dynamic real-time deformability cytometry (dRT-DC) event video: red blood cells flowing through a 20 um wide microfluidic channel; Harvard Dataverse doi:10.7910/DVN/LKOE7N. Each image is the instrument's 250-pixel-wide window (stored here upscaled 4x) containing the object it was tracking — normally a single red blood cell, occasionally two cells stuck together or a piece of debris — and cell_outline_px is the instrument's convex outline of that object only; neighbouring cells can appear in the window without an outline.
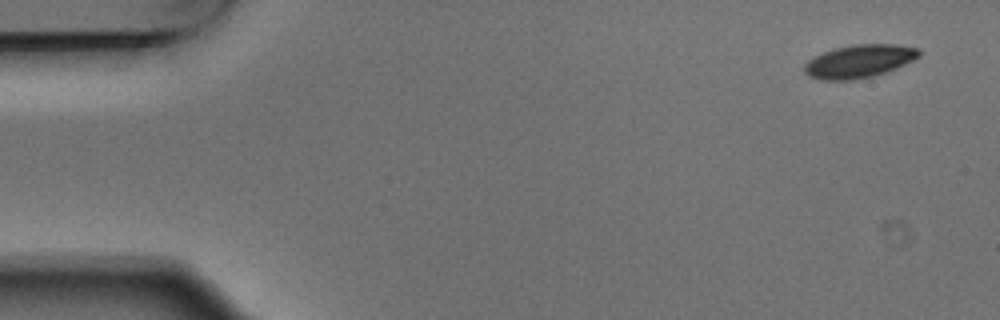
{"species": "Egyptian fruit bat (a non-hibernating species)", "species_latin": "Rousettus aegyptiacus", "temperature_condition": "warm", "stored_images_in_passage": 8, "camera_frame_rate_fps": 3000, "um_per_image_px": 0.085, "animal": {"sex": "male"}, "frame": {"image": 1, "passage_image": 1, "time_ms": 0.0, "image_size_px": [1000, 320], "cell_outline_px": [[920, 56], [896, 68], [872, 76], [852, 80], [824, 80], [808, 76], [804, 72], [804, 64], [812, 56], [836, 48], [856, 44], [896, 44], [920, 48]], "centroid_in_image_um": [73.01, 5.2], "position_along_channel_um": 12.0, "area_um2": 22.02}}
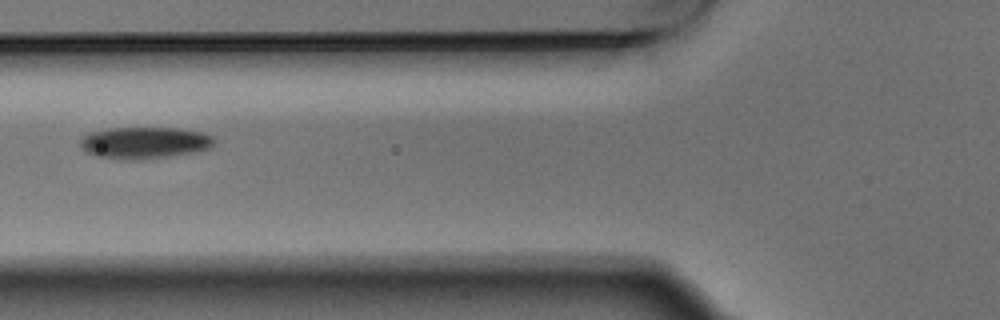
{"frame": {"image": 2, "passage_image": 6, "time_ms": 1.667, "image_size_px": [1000, 320], "cell_outline_px": [[216, 140], [212, 148], [168, 156], [140, 160], [124, 160], [96, 156], [88, 152], [80, 144], [80, 140], [88, 132], [108, 128], [176, 128], [204, 132], [212, 136]], "centroid_in_image_um": [12.29, 12.13], "position_along_channel_um": 113.5, "area_um2": 24.8}}
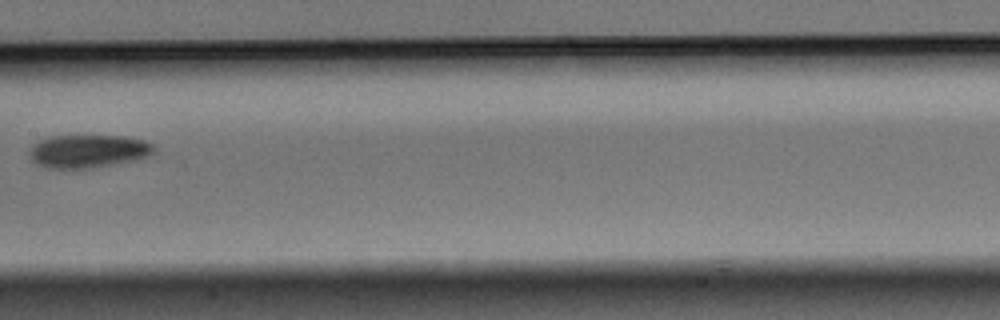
{"frame": {"image": 3, "passage_image": 8, "time_ms": 2.333, "image_size_px": [1000, 320], "cell_outline_px": [[152, 152], [148, 156], [132, 160], [96, 168], [48, 168], [36, 164], [32, 160], [32, 144], [36, 140], [48, 136], [124, 136], [144, 140], [152, 144]], "centroid_in_image_um": [7.45, 12.84], "position_along_channel_um": 199.9, "area_um2": 23.81}}